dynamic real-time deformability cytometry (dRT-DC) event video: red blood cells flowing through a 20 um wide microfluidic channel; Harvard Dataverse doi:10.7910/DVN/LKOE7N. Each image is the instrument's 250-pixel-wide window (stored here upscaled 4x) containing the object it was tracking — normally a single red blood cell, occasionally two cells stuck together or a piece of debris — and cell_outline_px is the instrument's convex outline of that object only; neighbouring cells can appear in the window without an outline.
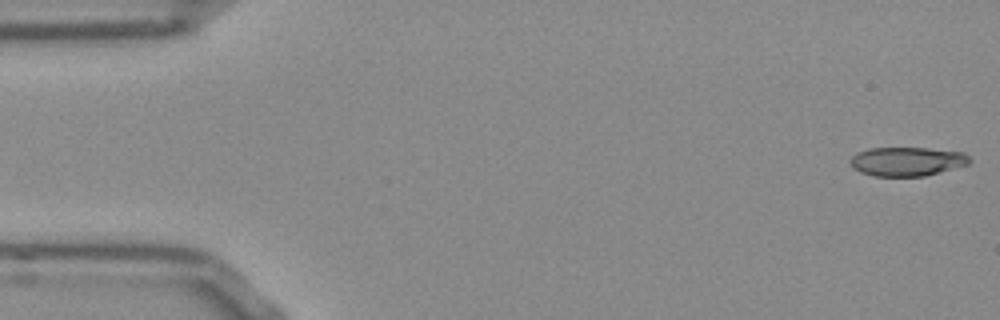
{"species": "Egyptian fruit bat (a non-hibernating species)", "species_latin": "Rousettus aegyptiacus", "temperature_condition": "room temperature", "stored_images_in_passage": 52, "camera_frame_rate_fps": 3000, "um_per_image_px": 0.085, "frame": {"image": 1, "passage_image": 1, "time_ms": 0.0, "image_size_px": [1000, 320], "cell_outline_px": [[972, 160], [968, 164], [924, 176], [872, 176], [860, 172], [852, 168], [848, 160], [856, 152], [868, 148], [928, 148], [964, 152]], "centroid_in_image_um": [77.05, 13.72], "position_along_channel_um": 8.0, "area_um2": 20.29}}
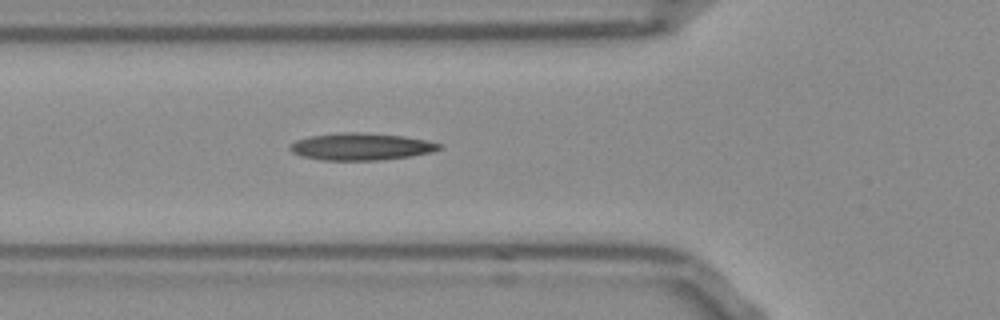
{"frame": {"image": 2, "passage_image": 18, "time_ms": 5.667, "image_size_px": [1000, 320], "cell_outline_px": [[444, 148], [432, 152], [408, 156], [380, 160], [320, 160], [300, 156], [292, 152], [288, 148], [296, 140], [312, 136], [344, 132], [360, 132], [404, 136], [428, 140], [440, 144]], "centroid_in_image_um": [30.7, 12.46], "position_along_channel_um": 95.1, "area_um2": 23.52}}
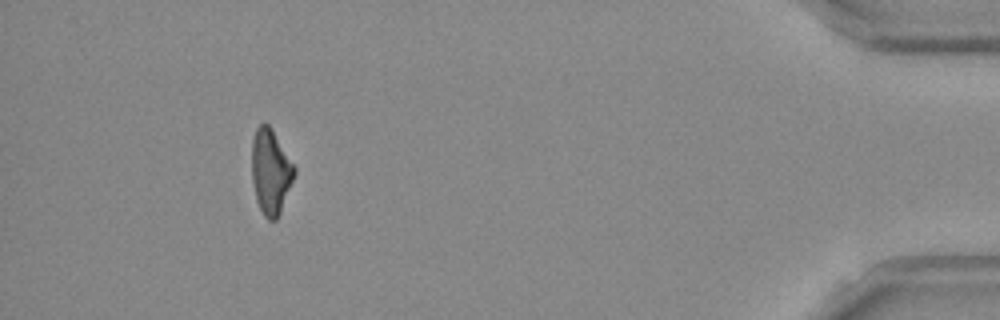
{"frame": {"image": 3, "passage_image": 48, "time_ms": 15.667, "image_size_px": [1000, 320], "cell_outline_px": [[296, 172], [280, 212], [276, 220], [268, 220], [264, 216], [256, 200], [252, 180], [252, 140], [256, 128], [260, 124], [268, 124], [272, 128], [296, 168]], "centroid_in_image_um": [23.0, 14.58], "position_along_channel_um": 412.2, "area_um2": 20.98}, "authors_computed_cell_mechanics": {"area_um2": 21.8484, "velocity_mm_per_s": 3.8394, "shape_relaxation_time_tau1_ms": null, "shape_relaxation_time_tau2_ms": 5.8111, "deformation_change_tau1": null, "deformation_change_tau2": 0.1722}}